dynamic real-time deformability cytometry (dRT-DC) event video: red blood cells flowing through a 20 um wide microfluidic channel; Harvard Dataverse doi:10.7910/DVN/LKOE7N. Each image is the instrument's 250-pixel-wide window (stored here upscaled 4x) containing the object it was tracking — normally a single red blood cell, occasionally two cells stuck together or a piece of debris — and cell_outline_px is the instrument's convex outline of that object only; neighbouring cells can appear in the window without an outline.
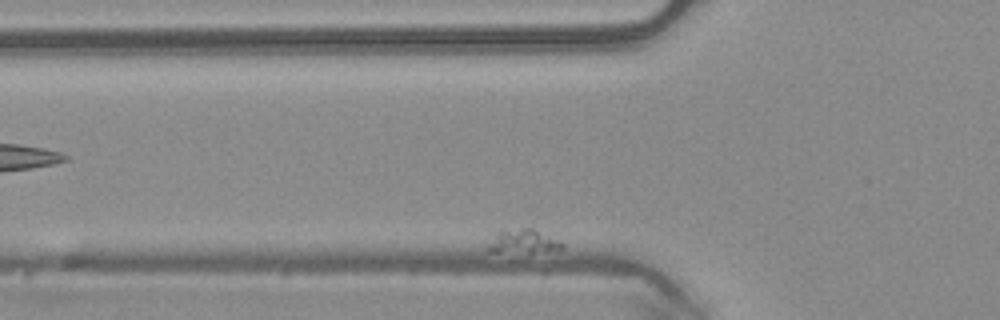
{"species": "common noctule bat (a hibernating species)", "species_latin": "Nyctalus noctula", "temperature_condition": "warm", "stored_images_in_passage": 36, "camera_frame_rate_fps": 3000, "um_per_image_px": 0.085, "animal": {"sex": "male", "body_mass_g": 20.4}, "frame": {"image": 1, "passage_image": 2, "time_ms": 0.333, "image_size_px": [1000, 320], "cell_outline_px": [[564, 248], [532, 252], [484, 252], [484, 248], [500, 228], [532, 228], [564, 244]], "centroid_in_image_um": [44.31, 20.51], "position_along_channel_um": 81.5, "area_um2": 10.4}}